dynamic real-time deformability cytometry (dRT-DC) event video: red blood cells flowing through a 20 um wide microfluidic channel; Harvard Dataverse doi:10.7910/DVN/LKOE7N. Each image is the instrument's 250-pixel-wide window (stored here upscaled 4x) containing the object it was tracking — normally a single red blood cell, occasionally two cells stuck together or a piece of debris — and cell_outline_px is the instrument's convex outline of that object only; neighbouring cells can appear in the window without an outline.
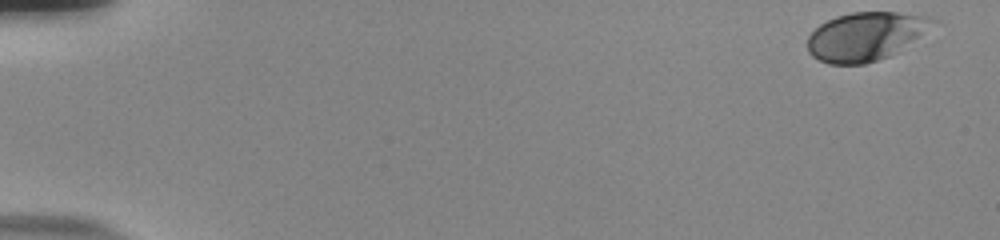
{"species": "human", "species_latin": "Homo sapiens", "temperature_condition": "room temperature", "stored_images_in_passage": 55, "camera_frame_rate_fps": 3000, "um_per_image_px": 0.085, "donor": {"sex": "male"}, "frame": {"image": 1, "passage_image": 1, "time_ms": 0.0, "image_size_px": [1000, 240], "cell_outline_px": [[936, 20], [916, 36], [888, 56], [864, 64], [828, 64], [812, 56], [808, 52], [808, 36], [820, 24], [836, 16], [852, 12], [896, 12], [924, 16]], "centroid_in_image_um": [73.44, 3.09], "position_along_channel_um": 11.6, "area_um2": 34.16}}
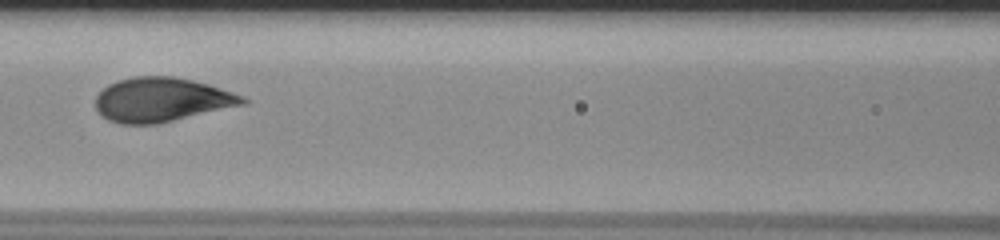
{"frame": {"image": 2, "passage_image": 26, "time_ms": 8.333, "image_size_px": [1000, 240], "cell_outline_px": [[248, 100], [244, 104], [156, 124], [120, 124], [108, 120], [100, 116], [96, 108], [96, 96], [108, 84], [116, 80], [132, 76], [172, 76], [192, 80], [208, 84], [244, 96]], "centroid_in_image_um": [13.68, 8.47], "position_along_channel_um": 152.9, "area_um2": 37.8}}
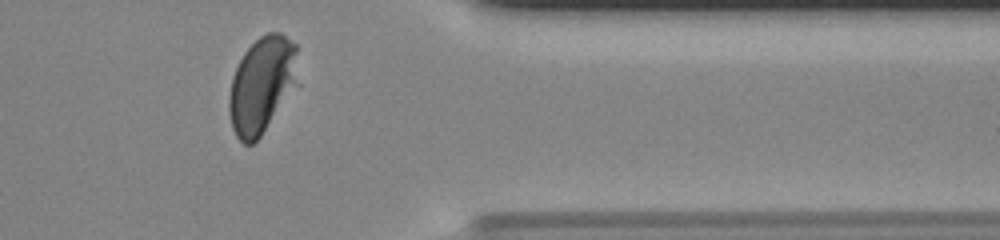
{"frame": {"image": 3, "passage_image": 46, "time_ms": 15.0, "image_size_px": [1000, 240], "cell_outline_px": [[296, 52], [292, 80], [260, 136], [252, 144], [244, 144], [236, 136], [232, 128], [228, 108], [228, 96], [232, 76], [244, 52], [260, 36], [268, 32], [280, 32], [296, 44]], "centroid_in_image_um": [22.11, 7.17], "position_along_channel_um": 389.3, "area_um2": 36.36}, "authors_computed_cell_mechanics": {"area_um2": 36.5874, "velocity_mm_per_s": 3.7048, "shape_relaxation_time_tau1_ms": 2.607, "shape_relaxation_time_tau2_ms": null, "deformation_change_tau1": 0.1692, "deformation_change_tau2": null}}